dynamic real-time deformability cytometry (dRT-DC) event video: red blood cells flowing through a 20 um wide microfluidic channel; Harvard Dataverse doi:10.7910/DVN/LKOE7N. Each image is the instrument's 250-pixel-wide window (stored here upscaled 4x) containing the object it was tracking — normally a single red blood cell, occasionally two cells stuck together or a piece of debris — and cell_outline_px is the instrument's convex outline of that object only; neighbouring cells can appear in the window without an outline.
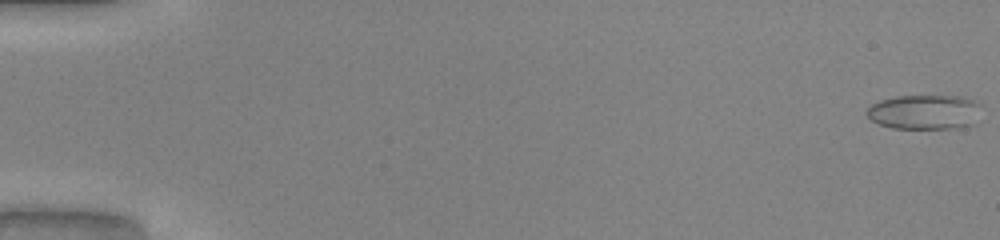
{"species": "common noctule bat (a hibernating species)", "species_latin": "Nyctalus noctula", "temperature_condition": "warm", "stored_images_in_passage": 52, "camera_frame_rate_fps": 3000, "um_per_image_px": 0.085, "animal": {"sex": "male", "body_mass_g": 20.0, "forearm_length_mm": 53.3}, "frame": {"image": 1, "passage_image": 1, "time_ms": 0.0, "image_size_px": [1000, 240], "cell_outline_px": [[980, 104], [976, 124], [960, 128], [892, 128], [880, 124], [872, 120], [864, 112], [872, 104], [880, 100], [896, 96], [960, 96], [972, 100]], "centroid_in_image_um": [78.6, 9.52], "position_along_channel_um": 6.4, "area_um2": 23.18}}
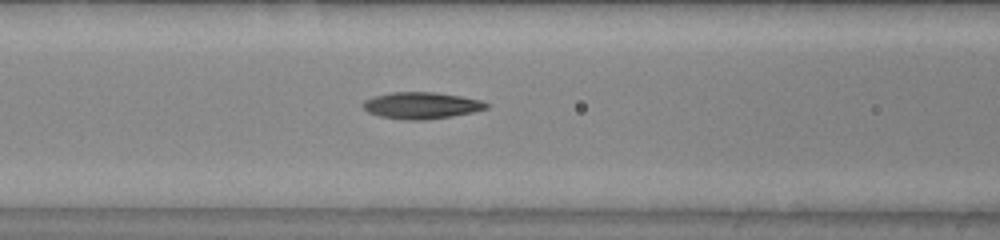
{"frame": {"image": 2, "passage_image": 23, "time_ms": 7.333, "image_size_px": [1000, 240], "cell_outline_px": [[488, 108], [472, 112], [452, 116], [424, 120], [404, 120], [380, 116], [368, 112], [360, 104], [364, 100], [376, 96], [392, 92], [432, 92], [460, 96], [480, 100], [488, 104]], "centroid_in_image_um": [35.79, 8.97], "position_along_channel_um": 130.8, "area_um2": 19.02}}
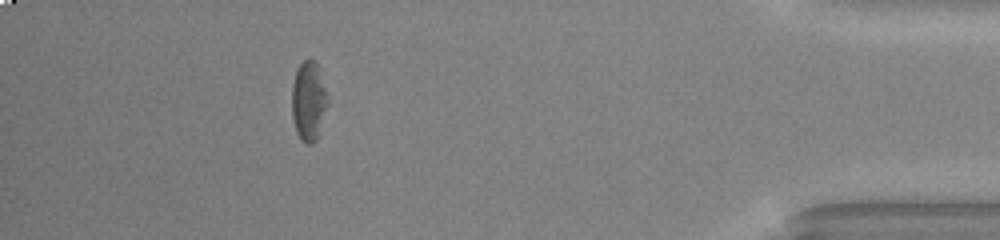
{"frame": {"image": 3, "passage_image": 47, "time_ms": 15.333, "image_size_px": [1000, 240], "cell_outline_px": [[328, 104], [320, 136], [312, 144], [308, 144], [300, 140], [296, 132], [292, 120], [292, 84], [296, 72], [300, 64], [304, 60], [316, 60], [328, 92]], "centroid_in_image_um": [26.26, 8.63], "position_along_channel_um": 408.9, "area_um2": 17.17}, "authors_computed_cell_mechanics": {"area_um2": 19.1896, "velocity_mm_per_s": 4.077, "shape_relaxation_time_tau1_ms": 9.4875, "shape_relaxation_time_tau2_ms": 6.7995, "deformation_change_tau1": 0.2283, "deformation_change_tau2": 0.218}}